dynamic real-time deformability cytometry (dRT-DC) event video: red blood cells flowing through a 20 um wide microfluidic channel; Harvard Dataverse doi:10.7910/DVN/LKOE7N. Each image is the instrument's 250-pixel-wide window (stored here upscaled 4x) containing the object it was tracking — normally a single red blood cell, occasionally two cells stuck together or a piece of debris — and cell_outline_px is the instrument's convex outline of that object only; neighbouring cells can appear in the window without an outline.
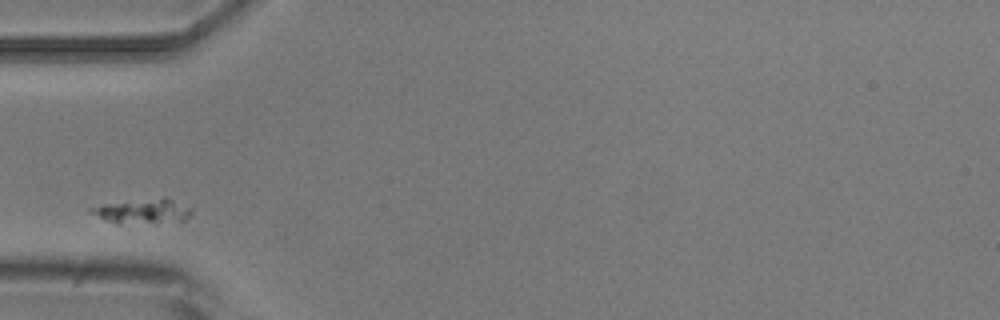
{"species": "common noctule bat (a hibernating species)", "species_latin": "Nyctalus noctula", "temperature_condition": "room temperature", "stored_images_in_passage": 2, "camera_frame_rate_fps": 3000, "um_per_image_px": 0.085, "animal": {"sex": "male", "body_mass_g": 20.5, "forearm_length_mm": 52.5}, "frame": {"image": 1, "passage_image": 1, "time_ms": 0.0, "image_size_px": [1000, 320], "cell_outline_px": [[192, 212], [184, 220], [156, 224], [116, 224], [88, 212], [88, 208], [104, 204], [164, 196], [192, 208]], "centroid_in_image_um": [12.14, 17.97], "position_along_channel_um": 72.9, "area_um2": 14.85}}
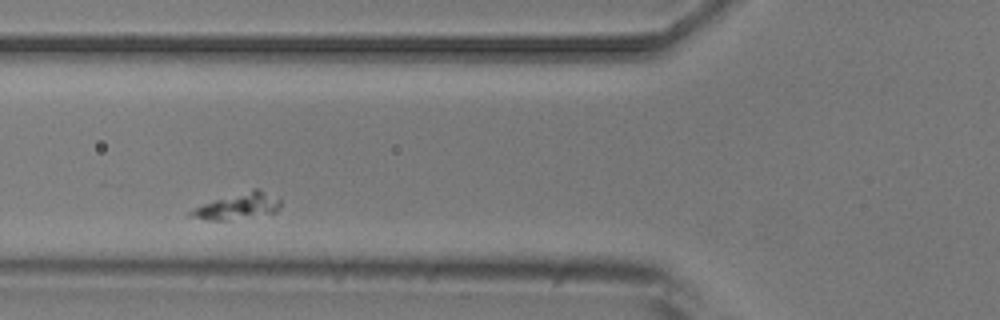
{"frame": {"image": 2, "passage_image": 2, "time_ms": 1.0, "image_size_px": [1000, 320], "cell_outline_px": [[280, 208], [276, 212], [224, 220], [208, 220], [188, 216], [188, 212], [204, 204], [252, 188], [260, 188], [280, 200]], "centroid_in_image_um": [20.25, 17.51], "position_along_channel_um": 105.6, "area_um2": 13.24}}